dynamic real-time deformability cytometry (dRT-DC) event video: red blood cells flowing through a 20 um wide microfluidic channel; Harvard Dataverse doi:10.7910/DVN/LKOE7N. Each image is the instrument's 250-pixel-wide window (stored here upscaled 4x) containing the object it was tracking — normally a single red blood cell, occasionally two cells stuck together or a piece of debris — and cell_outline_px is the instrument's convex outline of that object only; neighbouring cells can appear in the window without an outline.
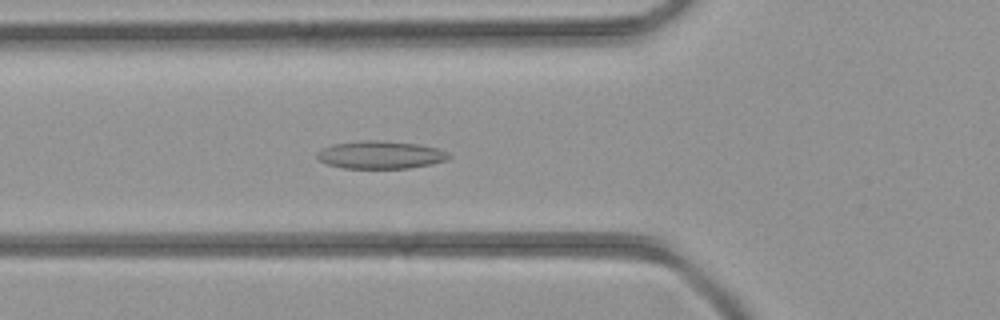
{"species": "common noctule bat (a hibernating species)", "species_latin": "Nyctalus noctula", "temperature_condition": "room temperature", "stored_images_in_passage": 41, "camera_frame_rate_fps": 3000, "um_per_image_px": 0.085, "animal": {"sex": "female", "body_mass_g": 21.9}, "frame": {"image": 1, "passage_image": 13, "time_ms": 4.0, "image_size_px": [1000, 320], "cell_outline_px": [[452, 156], [448, 160], [432, 164], [408, 168], [344, 168], [328, 164], [320, 160], [316, 156], [316, 152], [332, 144], [360, 140], [384, 140], [416, 144], [436, 148], [448, 152]], "centroid_in_image_um": [32.36, 13.15], "position_along_channel_um": 93.4, "area_um2": 21.39}}
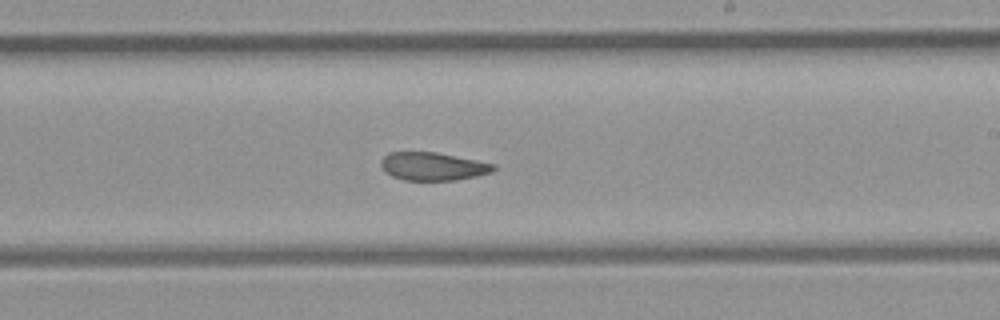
{"frame": {"image": 2, "passage_image": 23, "time_ms": 7.333, "image_size_px": [1000, 320], "cell_outline_px": [[496, 168], [492, 172], [476, 176], [456, 180], [404, 180], [392, 176], [384, 172], [380, 164], [380, 160], [388, 152], [436, 152], [496, 164]], "centroid_in_image_um": [36.77, 14.14], "position_along_channel_um": 252.2, "area_um2": 18.5}}
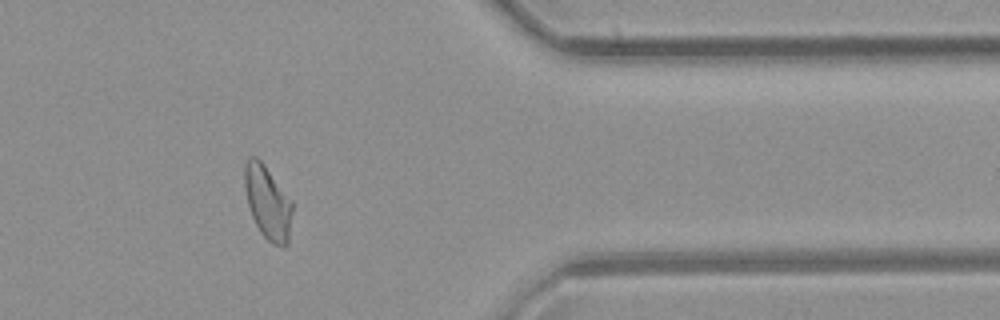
{"frame": {"image": 3, "passage_image": 33, "time_ms": 10.667, "image_size_px": [1000, 320], "cell_outline_px": [[292, 212], [288, 244], [284, 248], [272, 244], [260, 232], [252, 216], [248, 204], [244, 188], [244, 164], [248, 156], [256, 156], [264, 164], [292, 200]], "centroid_in_image_um": [22.75, 17.2], "position_along_channel_um": 388.7, "area_um2": 20.63}}